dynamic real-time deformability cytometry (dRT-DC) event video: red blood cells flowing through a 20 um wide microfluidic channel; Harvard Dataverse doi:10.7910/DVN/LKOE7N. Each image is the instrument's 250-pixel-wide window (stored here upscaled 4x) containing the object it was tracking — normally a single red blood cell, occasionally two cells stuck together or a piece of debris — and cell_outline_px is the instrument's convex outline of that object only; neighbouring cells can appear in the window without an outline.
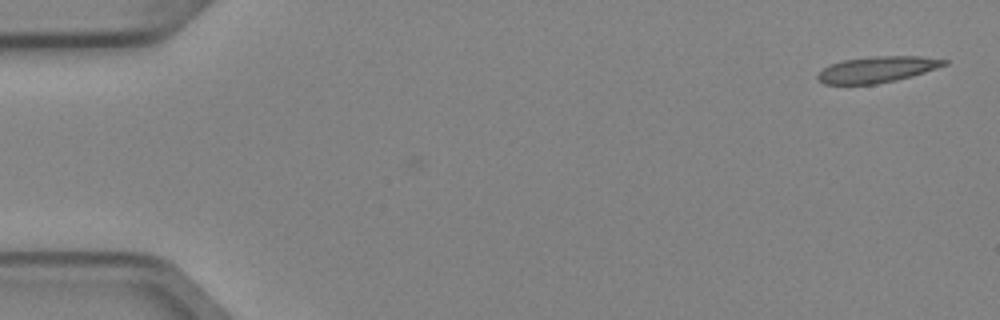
{"species": "Egyptian fruit bat (a non-hibernating species)", "species_latin": "Rousettus aegyptiacus", "temperature_condition": "cold", "stored_images_in_passage": 2, "camera_frame_rate_fps": 3000, "um_per_image_px": 0.085, "animal": {"sex": "female"}, "frame": {"image": 1, "passage_image": 2, "time_ms": 0.333, "image_size_px": [1000, 320], "cell_outline_px": [[948, 64], [912, 76], [896, 80], [876, 84], [824, 84], [816, 76], [828, 64], [844, 60], [872, 56], [920, 56], [948, 60]], "centroid_in_image_um": [74.56, 5.9], "position_along_channel_um": 10.4, "area_um2": 19.13}}